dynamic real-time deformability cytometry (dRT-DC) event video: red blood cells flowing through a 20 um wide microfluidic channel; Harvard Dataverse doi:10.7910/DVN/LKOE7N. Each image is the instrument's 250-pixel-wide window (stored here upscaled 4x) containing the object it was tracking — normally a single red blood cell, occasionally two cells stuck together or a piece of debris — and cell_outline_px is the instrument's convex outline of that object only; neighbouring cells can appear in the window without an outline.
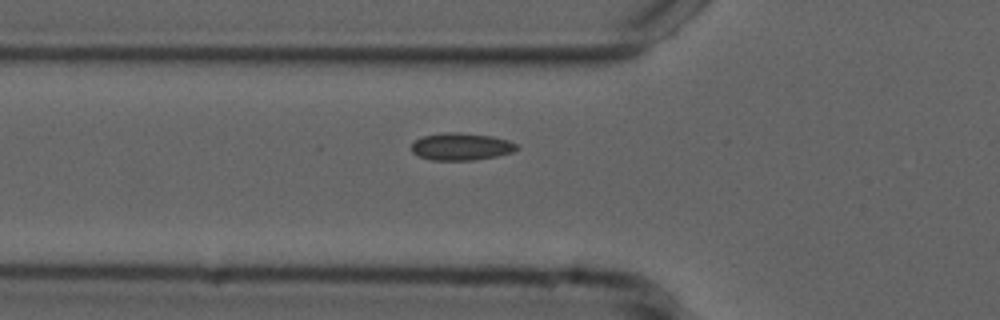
{"species": "common noctule bat (a hibernating species)", "species_latin": "Nyctalus noctula", "temperature_condition": "cold", "stored_images_in_passage": 33, "camera_frame_rate_fps": 3000, "um_per_image_px": 0.085, "animal": {"sex": "male", "forearm_length_mm": 52.5}, "frame": {"image": 1, "passage_image": 2, "time_ms": 0.333, "image_size_px": [1000, 320], "cell_outline_px": [[520, 148], [512, 152], [496, 156], [472, 160], [432, 160], [420, 156], [412, 152], [412, 144], [416, 140], [424, 136], [444, 132], [460, 132], [492, 136], [508, 140], [516, 144]], "centroid_in_image_um": [39.22, 12.45], "position_along_channel_um": 86.6, "area_um2": 16.65}}
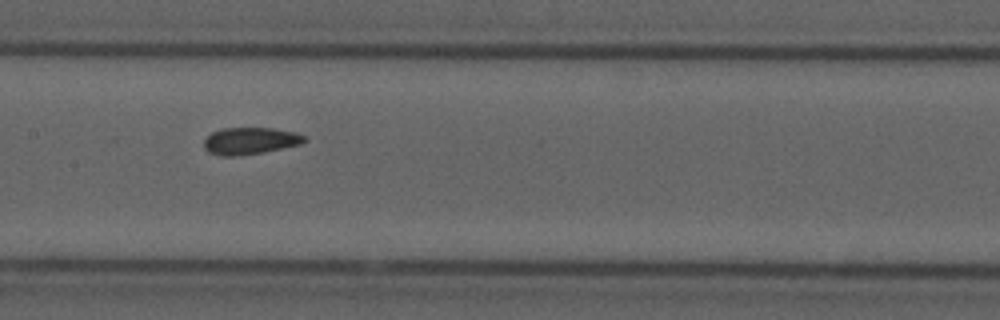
{"frame": {"image": 2, "passage_image": 10, "time_ms": 3.0, "image_size_px": [1000, 320], "cell_outline_px": [[308, 140], [300, 144], [260, 152], [236, 156], [220, 156], [208, 152], [204, 148], [204, 140], [212, 132], [220, 128], [272, 128], [296, 132], [304, 136]], "centroid_in_image_um": [21.23, 11.96], "position_along_channel_um": 186.2, "area_um2": 15.66}}
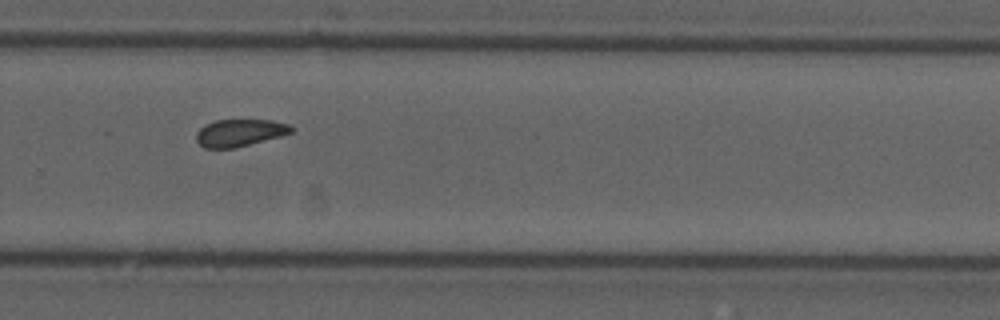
{"frame": {"image": 3, "passage_image": 20, "time_ms": 6.333, "image_size_px": [1000, 320], "cell_outline_px": [[296, 128], [292, 132], [280, 136], [236, 148], [204, 148], [196, 140], [196, 132], [204, 124], [216, 120], [272, 120], [288, 124]], "centroid_in_image_um": [20.37, 11.28], "position_along_channel_um": 309.4, "area_um2": 15.14}}